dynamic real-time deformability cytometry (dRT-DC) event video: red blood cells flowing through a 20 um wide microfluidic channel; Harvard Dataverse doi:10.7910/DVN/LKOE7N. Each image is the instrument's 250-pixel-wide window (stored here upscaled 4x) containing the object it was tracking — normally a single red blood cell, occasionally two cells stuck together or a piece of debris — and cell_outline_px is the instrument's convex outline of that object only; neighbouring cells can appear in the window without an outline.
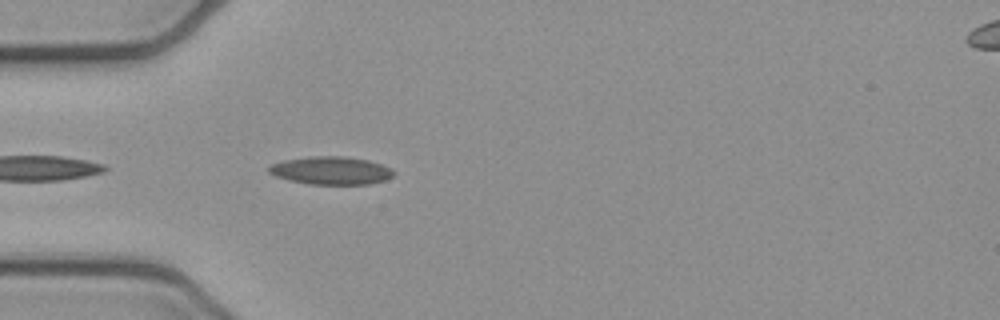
{"species": "common noctule bat (a hibernating species)", "species_latin": "Nyctalus noctula", "temperature_condition": "cold", "stored_images_in_passage": 14, "camera_frame_rate_fps": 3000, "um_per_image_px": 0.085, "animal": {"sex": "female", "body_mass_g": 21.9}, "frame": {"image": 1, "passage_image": 3, "time_ms": 0.667, "image_size_px": [1000, 320], "cell_outline_px": [[396, 172], [392, 176], [384, 180], [368, 184], [308, 184], [288, 180], [276, 176], [268, 172], [268, 168], [272, 164], [284, 160], [308, 156], [344, 156], [368, 160], [380, 164]], "centroid_in_image_um": [28.11, 14.49], "position_along_channel_um": 56.9, "area_um2": 20.23}}
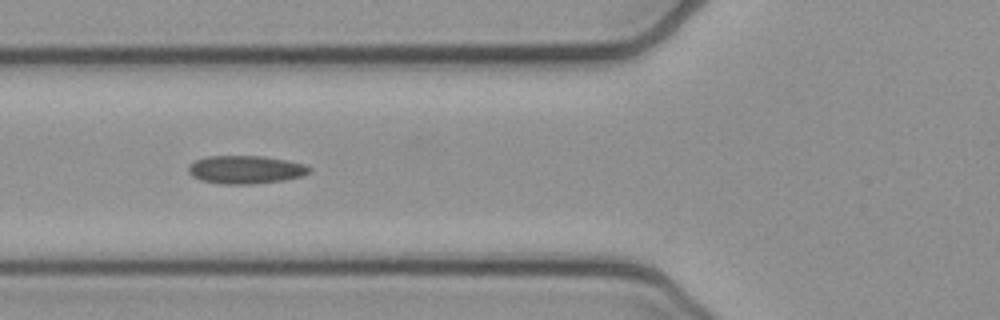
{"frame": {"image": 2, "passage_image": 7, "time_ms": 2.0, "image_size_px": [1000, 320], "cell_outline_px": [[312, 172], [300, 176], [284, 180], [252, 184], [220, 184], [200, 180], [192, 176], [188, 172], [188, 164], [196, 160], [208, 156], [264, 156], [288, 160], [304, 164], [312, 168]], "centroid_in_image_um": [20.87, 14.42], "position_along_channel_um": 104.9, "area_um2": 20.0}}
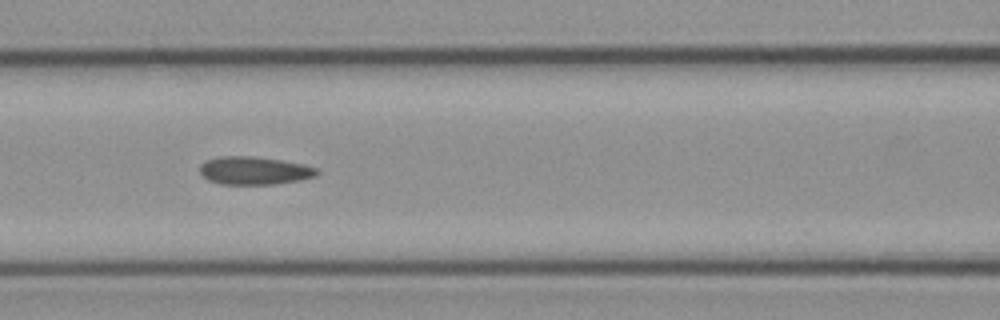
{"frame": {"image": 3, "passage_image": 10, "time_ms": 3.0, "image_size_px": [1000, 320], "cell_outline_px": [[320, 172], [316, 176], [300, 180], [272, 184], [220, 184], [208, 180], [200, 172], [200, 164], [204, 160], [220, 156], [252, 156], [280, 160], [304, 164], [316, 168]], "centroid_in_image_um": [21.6, 14.49], "position_along_channel_um": 145.0, "area_um2": 19.13}}